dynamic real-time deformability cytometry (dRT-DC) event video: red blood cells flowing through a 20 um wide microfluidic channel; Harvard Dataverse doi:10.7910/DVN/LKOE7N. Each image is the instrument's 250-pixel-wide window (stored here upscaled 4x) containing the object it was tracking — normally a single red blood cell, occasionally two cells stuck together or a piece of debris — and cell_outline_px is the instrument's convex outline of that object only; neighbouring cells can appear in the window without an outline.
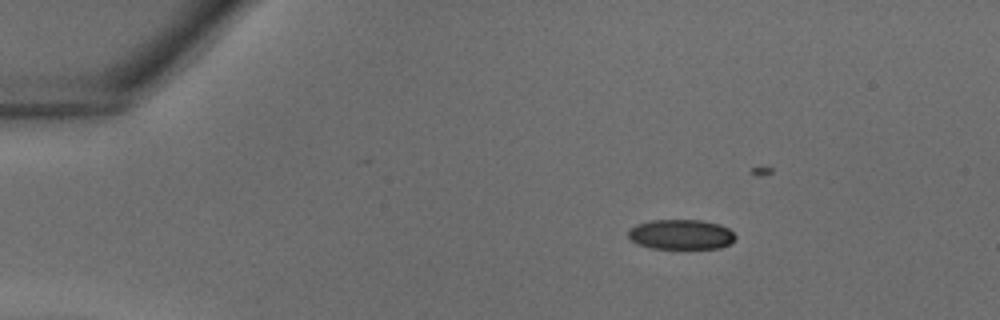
{"species": "common noctule bat (a hibernating species)", "species_latin": "Nyctalus noctula", "temperature_condition": "warm", "stored_images_in_passage": 10, "camera_frame_rate_fps": 3000, "um_per_image_px": 0.085, "animal": {"sex": "male", "body_mass_g": 18.8}, "frame": {"image": 1, "passage_image": 1, "time_ms": 0.0, "image_size_px": [1000, 320], "cell_outline_px": [[736, 240], [720, 248], [652, 248], [640, 244], [632, 240], [628, 236], [628, 232], [636, 224], [652, 220], [700, 220], [720, 224], [728, 228], [736, 236]], "centroid_in_image_um": [57.92, 19.92], "position_along_channel_um": 27.1, "area_um2": 18.55}}
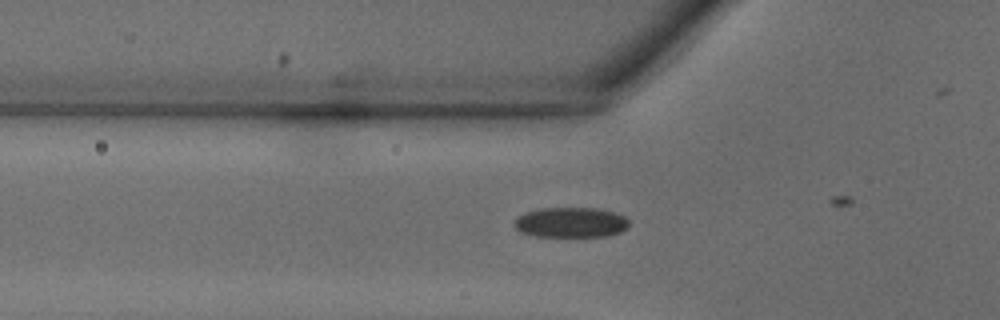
{"frame": {"image": 2, "passage_image": 8, "time_ms": 2.333, "image_size_px": [1000, 320], "cell_outline_px": [[628, 228], [620, 232], [608, 236], [536, 236], [520, 232], [512, 224], [516, 216], [540, 208], [596, 208], [616, 212], [624, 216], [628, 220]], "centroid_in_image_um": [48.51, 18.9], "position_along_channel_um": 77.3, "area_um2": 20.29}}